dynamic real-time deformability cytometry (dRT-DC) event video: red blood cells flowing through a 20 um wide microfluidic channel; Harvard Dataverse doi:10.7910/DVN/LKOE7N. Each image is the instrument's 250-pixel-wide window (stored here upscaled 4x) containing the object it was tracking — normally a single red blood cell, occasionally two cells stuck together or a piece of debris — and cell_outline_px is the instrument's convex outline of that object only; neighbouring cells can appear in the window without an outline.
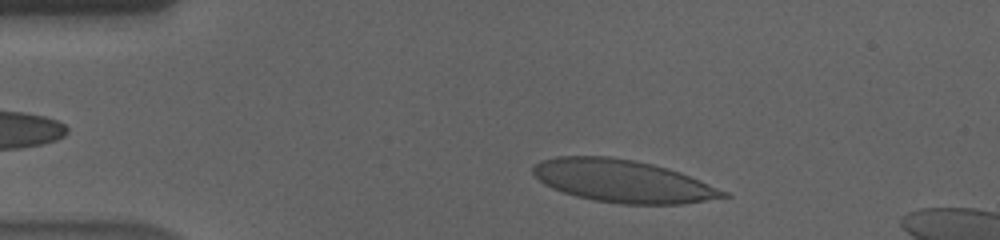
{"species": "human", "species_latin": "Homo sapiens", "temperature_condition": "cold", "stored_images_in_passage": 43, "camera_frame_rate_fps": 3000, "um_per_image_px": 0.085, "donor": {"sex": "male"}, "frame": {"image": 1, "passage_image": 5, "time_ms": 1.333, "image_size_px": [1000, 240], "cell_outline_px": [[732, 196], [684, 204], [624, 204], [592, 200], [576, 196], [552, 188], [544, 184], [532, 172], [532, 168], [540, 160], [556, 156], [608, 156], [632, 160], [652, 164], [668, 168], [680, 172], [700, 180], [728, 192]], "centroid_in_image_um": [52.94, 15.39], "position_along_channel_um": 32.1, "area_um2": 47.11}}
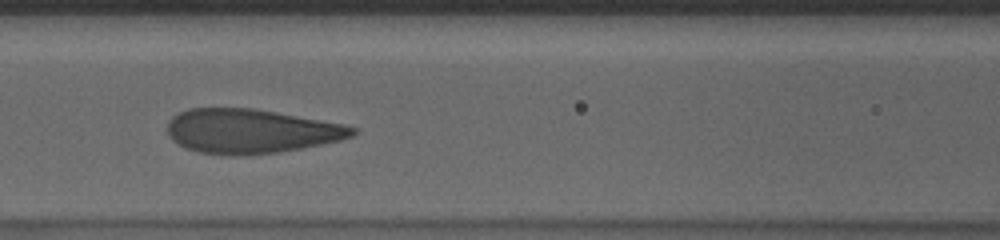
{"frame": {"image": 2, "passage_image": 19, "time_ms": 6.0, "image_size_px": [1000, 240], "cell_outline_px": [[356, 132], [352, 136], [340, 140], [280, 152], [236, 156], [200, 152], [184, 148], [172, 140], [168, 136], [168, 120], [172, 116], [188, 108], [252, 108], [344, 124], [356, 128]], "centroid_in_image_um": [21.27, 11.15], "position_along_channel_um": 145.3, "area_um2": 47.63}}
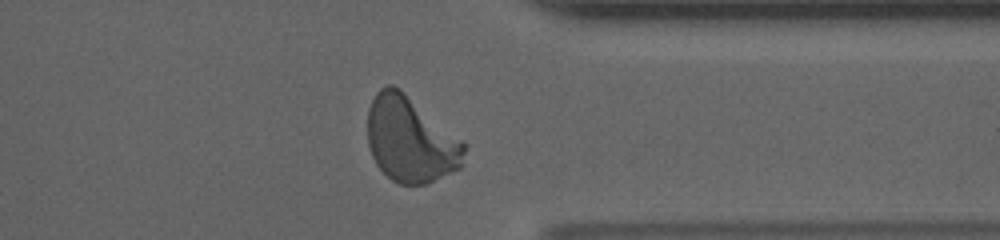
{"frame": {"image": 3, "passage_image": 39, "time_ms": 12.667, "image_size_px": [1000, 240], "cell_outline_px": [[468, 144], [464, 164], [460, 168], [428, 184], [400, 184], [392, 180], [376, 164], [372, 156], [368, 144], [368, 108], [376, 92], [380, 88], [388, 84], [392, 84], [400, 88], [464, 140]], "centroid_in_image_um": [34.94, 11.86], "position_along_channel_um": 376.5, "area_um2": 48.96}, "authors_computed_cell_mechanics": {"area_um2": 47.9162, "velocity_mm_per_s": 3.5379, "shape_relaxation_time_tau1_ms": 4.3283, "shape_relaxation_time_tau2_ms": null, "deformation_change_tau1": 0.1995, "deformation_change_tau2": null}}